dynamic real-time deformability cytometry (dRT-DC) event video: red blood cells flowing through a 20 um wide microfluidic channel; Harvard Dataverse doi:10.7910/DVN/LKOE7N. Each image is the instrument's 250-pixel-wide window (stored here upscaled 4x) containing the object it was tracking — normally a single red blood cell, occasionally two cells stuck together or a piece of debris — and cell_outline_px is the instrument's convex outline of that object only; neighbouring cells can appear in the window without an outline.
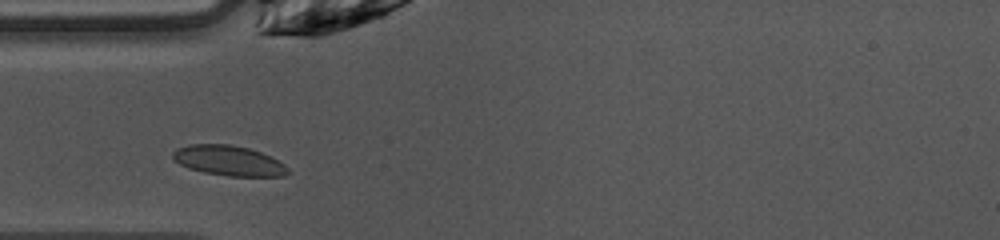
{"species": "common noctule bat (a hibernating species)", "species_latin": "Nyctalus noctula", "temperature_condition": "warm", "stored_images_in_passage": 3, "camera_frame_rate_fps": 3000, "um_per_image_px": 0.085, "animal": {"sex": "female", "body_mass_g": 10.0, "forearm_length_mm": 53.1}, "frame": {"image": 1, "passage_image": 1, "time_ms": 0.0, "image_size_px": [1000, 240], "cell_outline_px": [[288, 172], [284, 176], [228, 176], [204, 172], [188, 168], [180, 164], [172, 156], [172, 152], [176, 148], [188, 144], [228, 144], [248, 148], [272, 156], [284, 164], [288, 168]], "centroid_in_image_um": [19.43, 13.65], "position_along_channel_um": 65.6, "area_um2": 20.17}}